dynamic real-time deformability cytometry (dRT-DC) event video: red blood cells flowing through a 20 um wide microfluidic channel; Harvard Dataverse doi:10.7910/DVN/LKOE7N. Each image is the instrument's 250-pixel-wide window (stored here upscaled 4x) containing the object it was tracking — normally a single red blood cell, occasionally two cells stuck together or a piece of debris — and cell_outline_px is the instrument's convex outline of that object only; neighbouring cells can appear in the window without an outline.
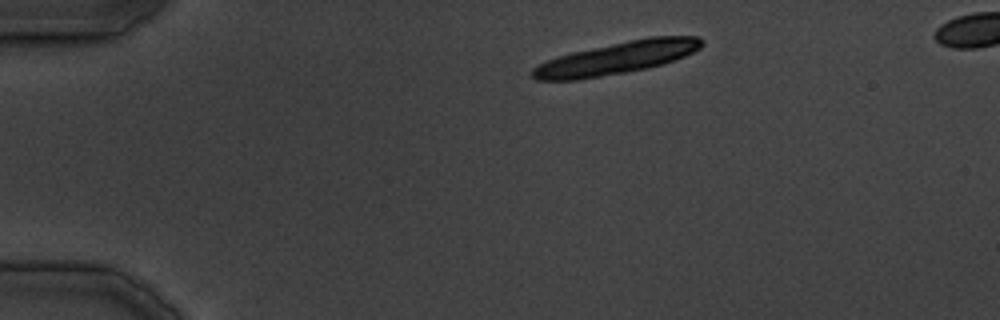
{"species": "common noctule bat (a hibernating species)", "species_latin": "Nyctalus noctula", "temperature_condition": "cold", "stored_images_in_passage": 7, "camera_frame_rate_fps": 3000, "um_per_image_px": 0.085, "animal": {"sex": "male", "body_mass_g": 19.5, "forearm_length_mm": 54.6}, "frame": {"image": 1, "passage_image": 1, "time_ms": 0.0, "image_size_px": [1000, 320], "cell_outline_px": [[704, 44], [700, 48], [684, 56], [648, 68], [580, 80], [536, 80], [532, 76], [532, 68], [548, 60], [572, 52], [628, 40], [648, 36], [696, 36], [704, 40]], "centroid_in_image_um": [52.43, 4.92], "position_along_channel_um": 32.6, "area_um2": 31.62}}